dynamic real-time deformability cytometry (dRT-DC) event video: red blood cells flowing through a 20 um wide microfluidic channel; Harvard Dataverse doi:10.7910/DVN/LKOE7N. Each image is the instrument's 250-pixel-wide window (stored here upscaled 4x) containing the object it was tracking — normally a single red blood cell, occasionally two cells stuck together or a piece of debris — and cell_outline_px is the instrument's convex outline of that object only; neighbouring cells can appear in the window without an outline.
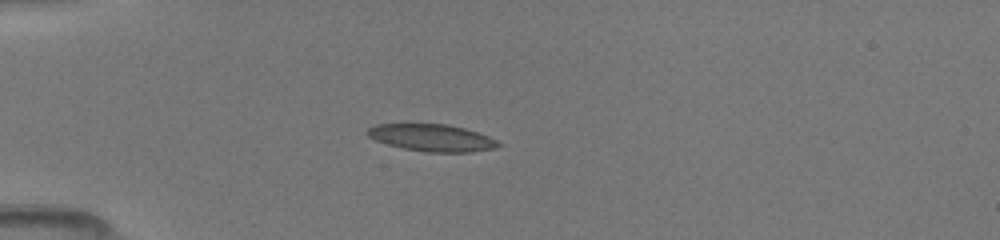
{"species": "common noctule bat (a hibernating species)", "species_latin": "Nyctalus noctula", "temperature_condition": "room temperature", "stored_images_in_passage": 12, "camera_frame_rate_fps": 3000, "um_per_image_px": 0.085, "animal": {"sex": "female", "body_mass_g": 19.5, "forearm_length_mm": 54.1}, "frame": {"image": 1, "passage_image": 9, "time_ms": 4.333, "image_size_px": [1000, 240], "cell_outline_px": [[504, 144], [496, 148], [472, 152], [428, 152], [404, 148], [388, 144], [376, 140], [368, 136], [364, 132], [368, 128], [376, 124], [448, 124], [464, 128], [488, 136]], "centroid_in_image_um": [36.73, 11.71], "position_along_channel_um": 48.3, "area_um2": 20.63}}
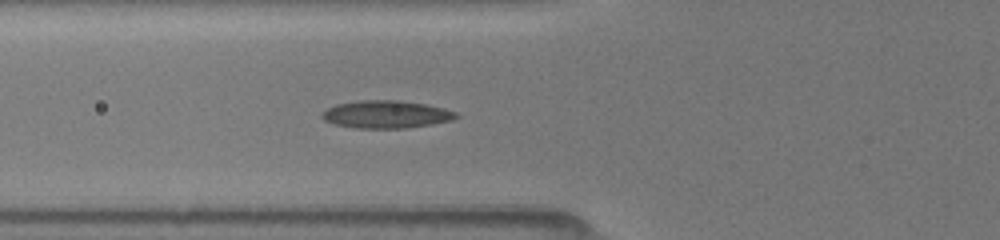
{"frame": {"image": 2, "passage_image": 12, "time_ms": 6.0, "image_size_px": [1000, 240], "cell_outline_px": [[460, 116], [452, 120], [432, 124], [408, 128], [356, 128], [332, 124], [324, 120], [320, 116], [320, 112], [336, 104], [360, 100], [400, 100], [424, 104], [444, 108], [456, 112]], "centroid_in_image_um": [32.8, 9.72], "position_along_channel_um": 93.0, "area_um2": 21.79}}